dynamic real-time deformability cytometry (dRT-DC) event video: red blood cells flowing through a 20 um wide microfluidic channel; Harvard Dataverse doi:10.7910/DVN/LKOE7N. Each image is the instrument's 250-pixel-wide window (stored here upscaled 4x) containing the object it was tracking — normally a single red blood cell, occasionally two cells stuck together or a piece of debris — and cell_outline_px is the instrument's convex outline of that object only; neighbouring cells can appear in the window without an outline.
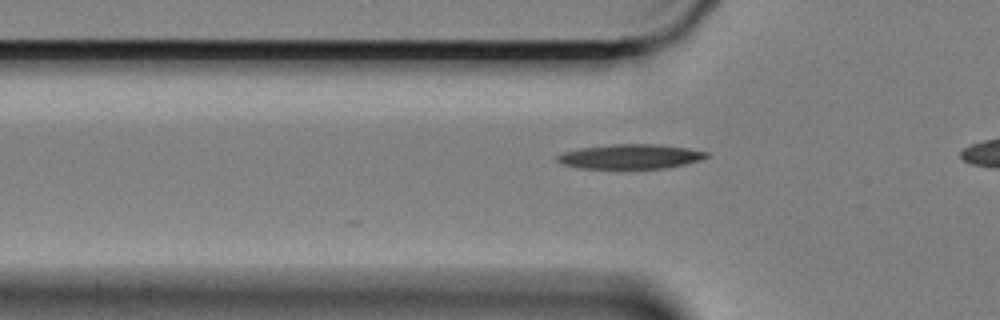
{"species": "Egyptian fruit bat (a non-hibernating species)", "species_latin": "Rousettus aegyptiacus", "temperature_condition": "cold", "stored_images_in_passage": 28, "camera_frame_rate_fps": 3000, "um_per_image_px": 0.085, "animal": {"sex": "female"}, "frame": {"image": 1, "passage_image": 5, "time_ms": 1.333, "image_size_px": [1000, 320], "cell_outline_px": [[708, 156], [700, 160], [684, 164], [664, 168], [580, 168], [564, 164], [556, 160], [556, 156], [564, 152], [580, 148], [612, 144], [656, 144], [684, 148], [708, 152]], "centroid_in_image_um": [53.56, 13.3], "position_along_channel_um": 72.2, "area_um2": 21.04}}
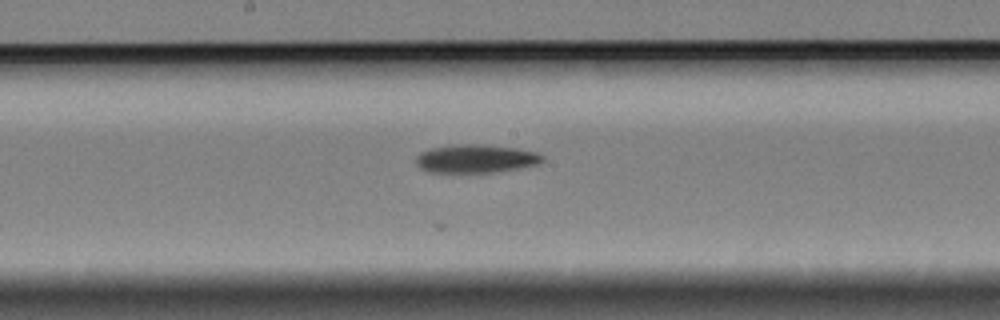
{"frame": {"image": 2, "passage_image": 17, "time_ms": 5.333, "image_size_px": [1000, 320], "cell_outline_px": [[544, 160], [536, 164], [516, 168], [492, 172], [432, 172], [420, 168], [416, 164], [416, 156], [420, 152], [432, 148], [456, 144], [480, 144], [516, 148], [536, 152], [544, 156]], "centroid_in_image_um": [40.42, 13.47], "position_along_channel_um": 207.8, "area_um2": 20.63}}
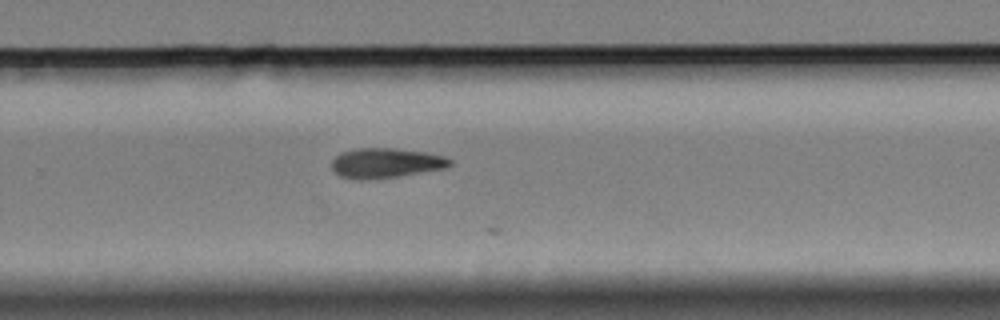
{"frame": {"image": 3, "passage_image": 25, "time_ms": 8.0, "image_size_px": [1000, 320], "cell_outline_px": [[452, 164], [444, 168], [400, 176], [364, 180], [356, 180], [340, 176], [332, 168], [332, 160], [340, 152], [356, 148], [396, 148], [424, 152], [444, 156], [452, 160]], "centroid_in_image_um": [32.77, 13.85], "position_along_channel_um": 297.0, "area_um2": 20.63}}